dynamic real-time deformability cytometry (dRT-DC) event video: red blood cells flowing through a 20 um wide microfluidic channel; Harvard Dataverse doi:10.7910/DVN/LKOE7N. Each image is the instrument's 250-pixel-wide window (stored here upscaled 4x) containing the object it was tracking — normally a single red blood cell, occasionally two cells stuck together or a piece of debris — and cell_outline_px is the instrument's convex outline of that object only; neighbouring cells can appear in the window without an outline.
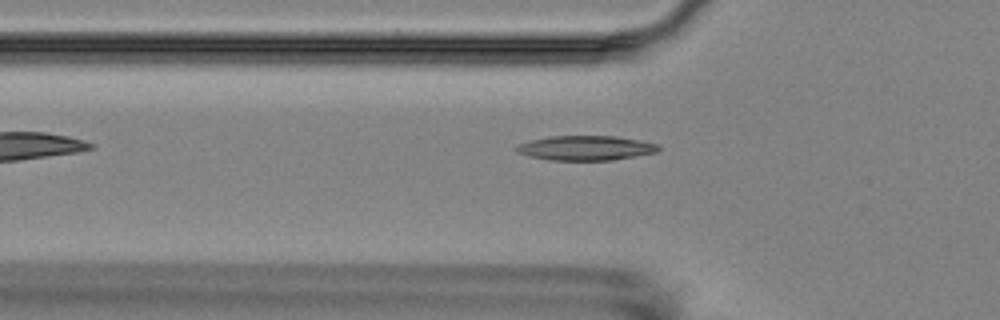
{"species": "Egyptian fruit bat (a non-hibernating species)", "species_latin": "Rousettus aegyptiacus", "temperature_condition": "room temperature", "stored_images_in_passage": 5, "camera_frame_rate_fps": 3000, "um_per_image_px": 0.085, "animal": {"sex": "female"}, "frame": {"image": 1, "passage_image": 5, "time_ms": 5.667, "image_size_px": [1000, 320], "cell_outline_px": [[660, 148], [656, 152], [612, 160], [548, 160], [528, 156], [516, 152], [512, 148], [520, 144], [532, 140], [548, 136], [616, 136], [640, 140], [660, 144]], "centroid_in_image_um": [49.76, 12.58], "position_along_channel_um": 76.0, "area_um2": 20.46}}